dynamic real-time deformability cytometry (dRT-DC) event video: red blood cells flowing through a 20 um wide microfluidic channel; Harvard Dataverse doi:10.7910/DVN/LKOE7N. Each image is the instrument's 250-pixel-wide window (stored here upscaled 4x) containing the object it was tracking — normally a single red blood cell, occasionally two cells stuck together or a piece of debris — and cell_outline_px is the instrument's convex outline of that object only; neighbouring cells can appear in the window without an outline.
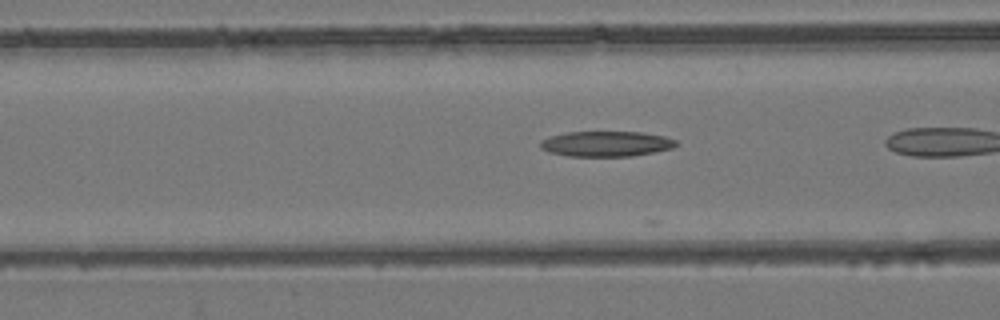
{"species": "common noctule bat (a hibernating species)", "species_latin": "Nyctalus noctula", "temperature_condition": "room temperature", "stored_images_in_passage": 18, "camera_frame_rate_fps": 3000, "um_per_image_px": 0.085, "animal": {"sex": "female", "body_mass_g": 24.6, "forearm_length_mm": 56.2}, "frame": {"image": 1, "passage_image": 10, "time_ms": 3.0, "image_size_px": [1000, 320], "cell_outline_px": [[680, 144], [672, 148], [656, 152], [632, 156], [568, 156], [548, 152], [540, 148], [540, 140], [552, 136], [568, 132], [640, 132], [664, 136], [676, 140]], "centroid_in_image_um": [51.55, 12.23], "position_along_channel_um": 115.1, "area_um2": 20.11}}
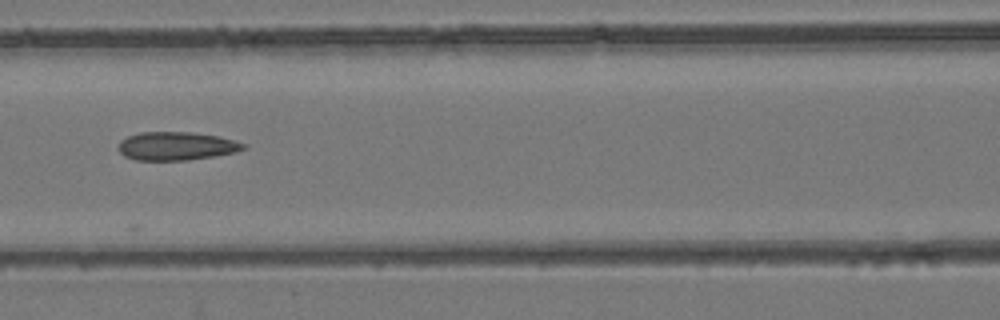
{"frame": {"image": 2, "passage_image": 15, "time_ms": 4.667, "image_size_px": [1000, 320], "cell_outline_px": [[248, 148], [236, 152], [188, 160], [136, 160], [124, 156], [120, 152], [120, 140], [128, 136], [140, 132], [192, 132], [220, 136], [236, 140], [248, 144]], "centroid_in_image_um": [15.06, 12.41], "position_along_channel_um": 151.5, "area_um2": 20.81}}